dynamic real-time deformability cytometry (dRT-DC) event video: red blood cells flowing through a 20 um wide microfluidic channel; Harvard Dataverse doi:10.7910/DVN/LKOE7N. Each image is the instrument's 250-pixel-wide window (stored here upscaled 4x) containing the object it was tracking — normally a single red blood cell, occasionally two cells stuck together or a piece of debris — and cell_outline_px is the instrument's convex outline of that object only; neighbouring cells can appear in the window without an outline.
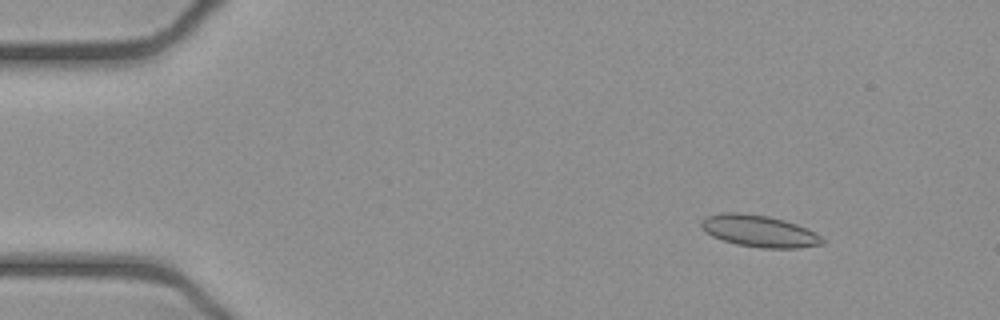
{"species": "common noctule bat (a hibernating species)", "species_latin": "Nyctalus noctula", "temperature_condition": "cold", "stored_images_in_passage": 54, "camera_frame_rate_fps": 3000, "um_per_image_px": 0.085, "animal": {"sex": "female", "body_mass_g": 21.9}, "frame": {"image": 1, "passage_image": 7, "time_ms": 2.0, "image_size_px": [1000, 320], "cell_outline_px": [[824, 244], [796, 248], [760, 248], [736, 244], [712, 236], [700, 224], [700, 220], [704, 216], [720, 212], [740, 212], [768, 216], [784, 220], [808, 228], [816, 232], [824, 240]], "centroid_in_image_um": [64.53, 19.63], "position_along_channel_um": 20.5, "area_um2": 22.54}}
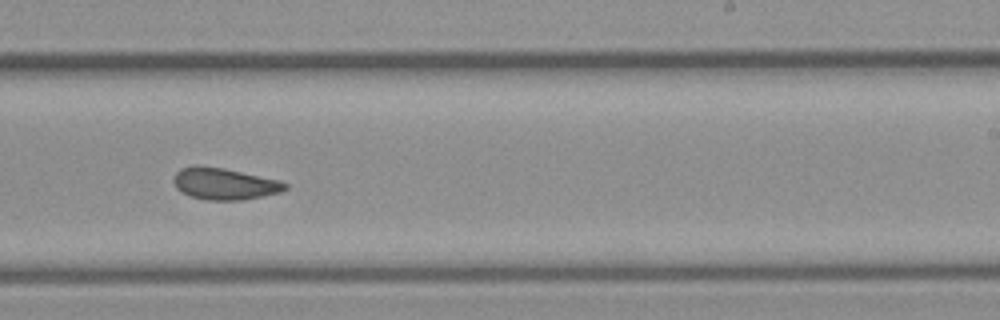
{"frame": {"image": 2, "passage_image": 33, "time_ms": 10.667, "image_size_px": [1000, 320], "cell_outline_px": [[288, 188], [280, 192], [244, 200], [208, 200], [192, 196], [180, 192], [176, 188], [172, 180], [176, 172], [180, 168], [224, 168], [276, 180], [288, 184]], "centroid_in_image_um": [19.08, 15.66], "position_along_channel_um": 269.9, "area_um2": 19.94}}
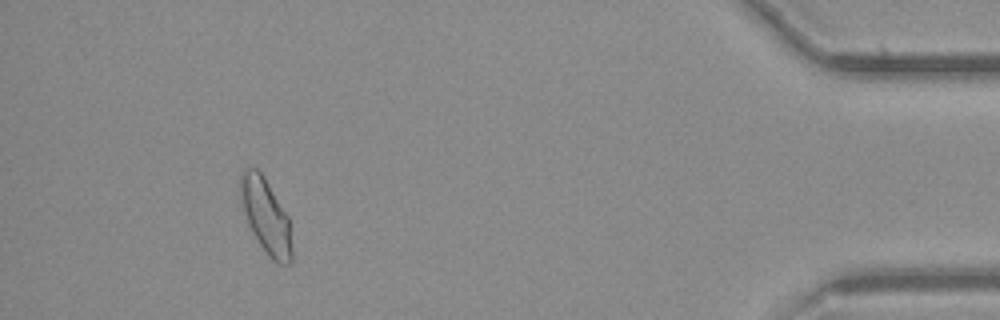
{"frame": {"image": 3, "passage_image": 49, "time_ms": 16.0, "image_size_px": [1000, 320], "cell_outline_px": [[292, 264], [280, 264], [272, 260], [268, 256], [260, 244], [248, 224], [240, 200], [240, 172], [244, 168], [256, 168], [264, 176], [288, 216], [292, 248]], "centroid_in_image_um": [22.59, 18.36], "position_along_channel_um": 412.6, "area_um2": 22.37}, "authors_computed_cell_mechanics": {"area_um2": 21.5016, "velocity_mm_per_s": 3.891, "shape_relaxation_time_tau1_ms": 11.1504, "shape_relaxation_time_tau2_ms": 2.8854, "deformation_change_tau1": 0.1485, "deformation_change_tau2": 0.077}}